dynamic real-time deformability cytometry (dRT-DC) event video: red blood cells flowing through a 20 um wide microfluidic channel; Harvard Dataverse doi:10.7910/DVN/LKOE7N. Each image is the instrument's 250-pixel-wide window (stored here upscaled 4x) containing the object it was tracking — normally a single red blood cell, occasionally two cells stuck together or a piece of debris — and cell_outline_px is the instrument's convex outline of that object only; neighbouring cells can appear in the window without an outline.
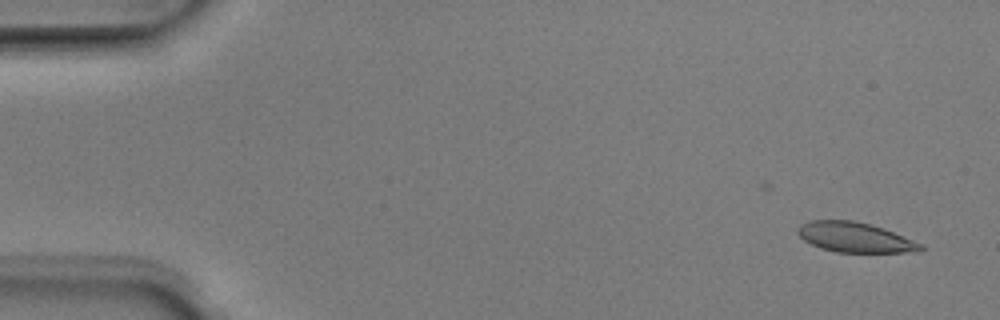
{"species": "Egyptian fruit bat (a non-hibernating species)", "species_latin": "Rousettus aegyptiacus", "temperature_condition": "room temperature", "stored_images_in_passage": 6, "camera_frame_rate_fps": 3000, "um_per_image_px": 0.085, "animal": {"sex": "male"}, "frame": {"image": 1, "passage_image": 1, "time_ms": 0.0, "image_size_px": [1000, 320], "cell_outline_px": [[924, 248], [916, 252], [836, 252], [820, 248], [804, 240], [796, 232], [796, 228], [800, 224], [808, 220], [852, 220], [884, 228], [924, 244]], "centroid_in_image_um": [72.66, 20.17], "position_along_channel_um": 12.3, "area_um2": 21.56}}
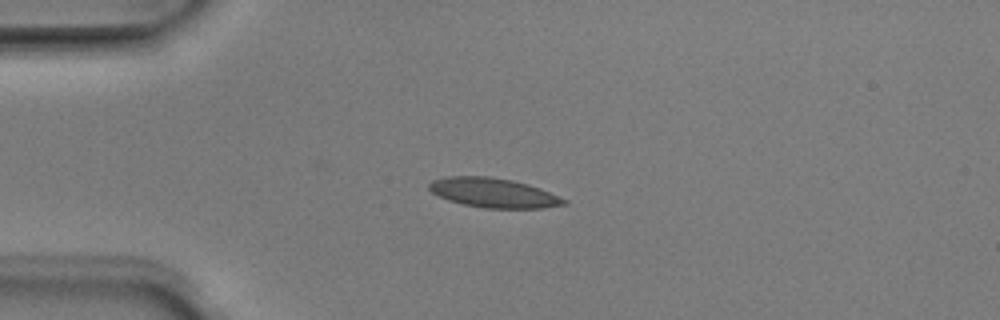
{"frame": {"image": 2, "passage_image": 4, "time_ms": 1.0, "image_size_px": [1000, 320], "cell_outline_px": [[568, 204], [544, 208], [484, 208], [464, 204], [448, 200], [432, 192], [428, 188], [428, 184], [432, 180], [448, 176], [488, 176], [512, 180], [528, 184], [540, 188], [568, 200]], "centroid_in_image_um": [41.96, 16.39], "position_along_channel_um": 43.0, "area_um2": 23.18}}
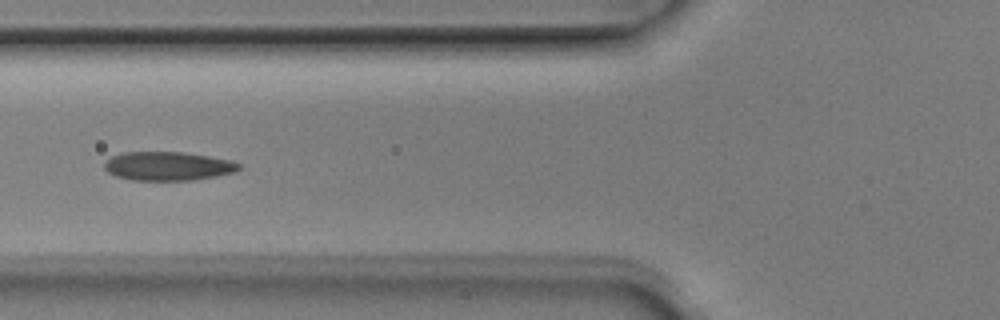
{"frame": {"image": 3, "passage_image": 6, "time_ms": 1.667, "image_size_px": [1000, 320], "cell_outline_px": [[240, 168], [236, 172], [216, 176], [192, 180], [132, 180], [116, 176], [108, 172], [104, 168], [104, 160], [112, 156], [124, 152], [184, 152], [232, 160], [240, 164]], "centroid_in_image_um": [14.27, 14.11], "position_along_channel_um": 111.5, "area_um2": 22.66}}